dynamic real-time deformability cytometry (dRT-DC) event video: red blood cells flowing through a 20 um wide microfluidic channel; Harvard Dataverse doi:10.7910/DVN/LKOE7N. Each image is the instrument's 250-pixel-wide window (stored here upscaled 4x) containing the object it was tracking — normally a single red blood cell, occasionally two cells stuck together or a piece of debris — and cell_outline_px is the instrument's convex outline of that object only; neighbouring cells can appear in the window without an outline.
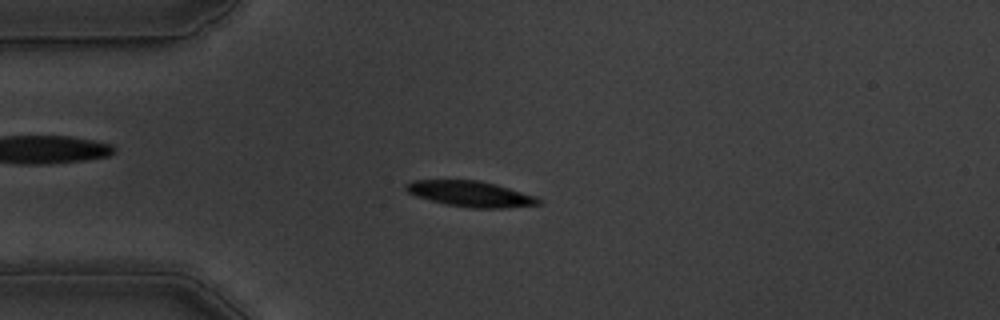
{"species": "common noctule bat (a hibernating species)", "species_latin": "Nyctalus noctula", "temperature_condition": "warm", "stored_images_in_passage": 50, "camera_frame_rate_fps": 3000, "um_per_image_px": 0.085, "animal": {"sex": "male", "body_mass_g": 19.5, "forearm_length_mm": 54.6}, "frame": {"image": 1, "passage_image": 8, "time_ms": 2.333, "image_size_px": [1000, 320], "cell_outline_px": [[544, 200], [540, 204], [504, 208], [472, 208], [444, 204], [416, 196], [408, 192], [404, 188], [404, 184], [412, 180], [480, 180], [496, 184], [536, 196]], "centroid_in_image_um": [40.0, 16.47], "position_along_channel_um": 45.0, "area_um2": 20.0}}
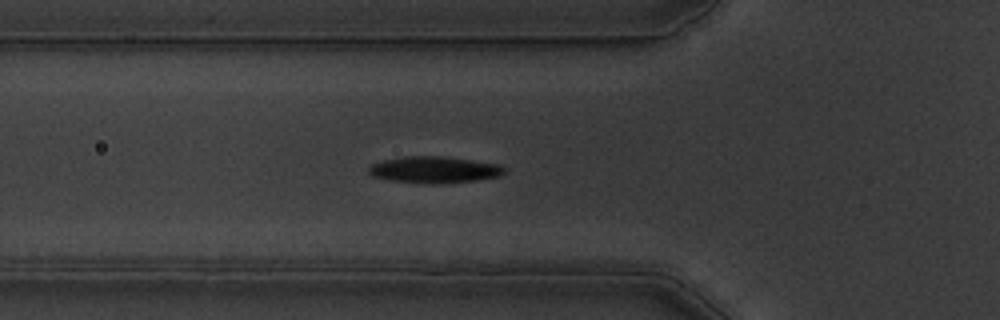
{"frame": {"image": 2, "passage_image": 13, "time_ms": 4.0, "image_size_px": [1000, 320], "cell_outline_px": [[508, 168], [500, 176], [476, 180], [436, 184], [424, 184], [392, 180], [372, 176], [368, 172], [368, 168], [372, 164], [384, 160], [404, 156], [448, 156], [500, 164]], "centroid_in_image_um": [36.95, 14.42], "position_along_channel_um": 88.8, "area_um2": 21.21}}
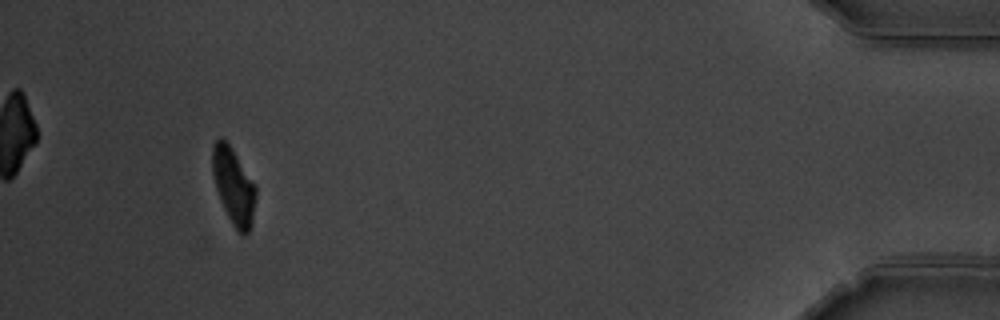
{"frame": {"image": 3, "passage_image": 46, "time_ms": 15.0, "image_size_px": [1000, 320], "cell_outline_px": [[256, 196], [252, 220], [248, 232], [244, 236], [232, 224], [220, 200], [216, 188], [212, 172], [212, 144], [216, 140], [224, 140], [232, 148], [256, 184]], "centroid_in_image_um": [19.86, 15.8], "position_along_channel_um": 415.3, "area_um2": 19.13}, "authors_computed_cell_mechanics": {"area_um2": 20.3745, "velocity_mm_per_s": 3.599, "shape_relaxation_time_tau1_ms": 2.9264, "shape_relaxation_time_tau2_ms": 1.6489, "deformation_change_tau1": 0.1447, "deformation_change_tau2": 0.0697}}